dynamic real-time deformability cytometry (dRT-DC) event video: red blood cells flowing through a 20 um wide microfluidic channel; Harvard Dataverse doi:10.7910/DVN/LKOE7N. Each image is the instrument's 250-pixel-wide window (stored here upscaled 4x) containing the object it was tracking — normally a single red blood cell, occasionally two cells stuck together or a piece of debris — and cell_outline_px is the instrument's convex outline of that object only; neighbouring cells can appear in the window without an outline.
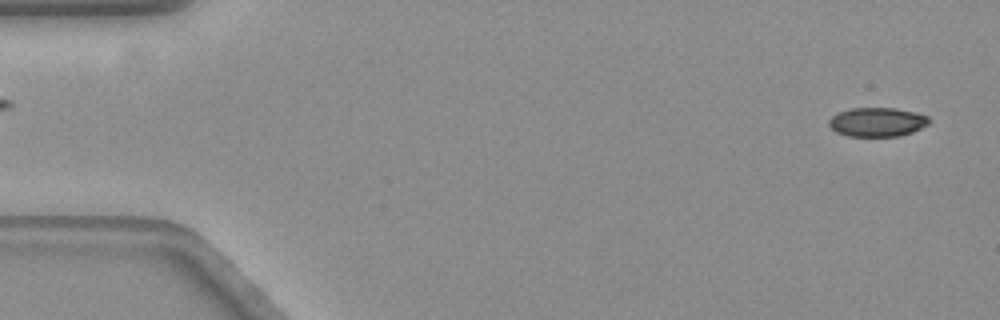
{"species": "common noctule bat (a hibernating species)", "species_latin": "Nyctalus noctula", "temperature_condition": "warm", "stored_images_in_passage": 57, "camera_frame_rate_fps": 3000, "um_per_image_px": 0.085, "animal": {"sex": "female", "body_mass_g": 19.3, "forearm_length_mm": 54.1}, "frame": {"image": 1, "passage_image": 2, "time_ms": 0.333, "image_size_px": [1000, 320], "cell_outline_px": [[928, 124], [912, 132], [896, 136], [848, 136], [836, 132], [828, 124], [828, 120], [832, 116], [840, 112], [852, 108], [896, 108], [928, 116]], "centroid_in_image_um": [74.53, 10.37], "position_along_channel_um": 10.5, "area_um2": 16.7}}
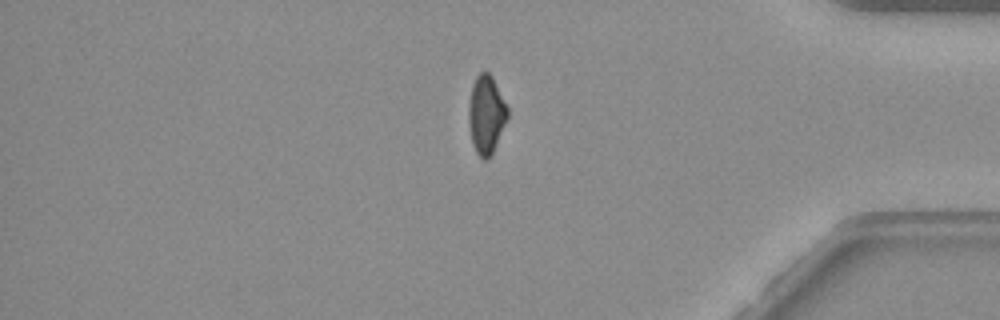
{"frame": {"image": 2, "passage_image": 48, "time_ms": 15.667, "image_size_px": [1000, 320], "cell_outline_px": [[508, 116], [496, 144], [488, 160], [484, 160], [476, 152], [472, 144], [468, 124], [468, 104], [472, 84], [476, 76], [480, 72], [488, 72], [492, 76], [508, 108]], "centroid_in_image_um": [41.3, 9.73], "position_along_channel_um": 393.9, "area_um2": 17.74}}
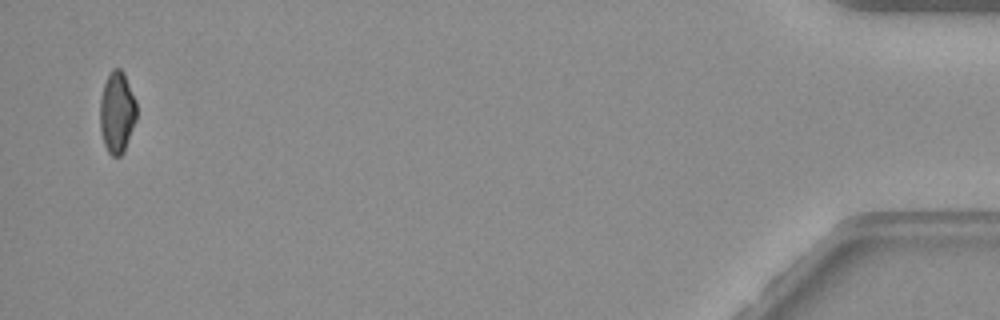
{"frame": {"image": 3, "passage_image": 56, "time_ms": 18.333, "image_size_px": [1000, 320], "cell_outline_px": [[136, 120], [124, 152], [120, 156], [112, 156], [108, 152], [104, 144], [100, 128], [100, 96], [108, 72], [112, 68], [120, 68], [124, 72], [136, 100]], "centroid_in_image_um": [9.94, 9.52], "position_along_channel_um": 425.3, "area_um2": 17.63}, "authors_computed_cell_mechanics": {"area_um2": 18.6116, "velocity_mm_per_s": 3.5448, "shape_relaxation_time_tau1_ms": null, "shape_relaxation_time_tau2_ms": 2.5321, "deformation_change_tau1": null, "deformation_change_tau2": 0.069}}